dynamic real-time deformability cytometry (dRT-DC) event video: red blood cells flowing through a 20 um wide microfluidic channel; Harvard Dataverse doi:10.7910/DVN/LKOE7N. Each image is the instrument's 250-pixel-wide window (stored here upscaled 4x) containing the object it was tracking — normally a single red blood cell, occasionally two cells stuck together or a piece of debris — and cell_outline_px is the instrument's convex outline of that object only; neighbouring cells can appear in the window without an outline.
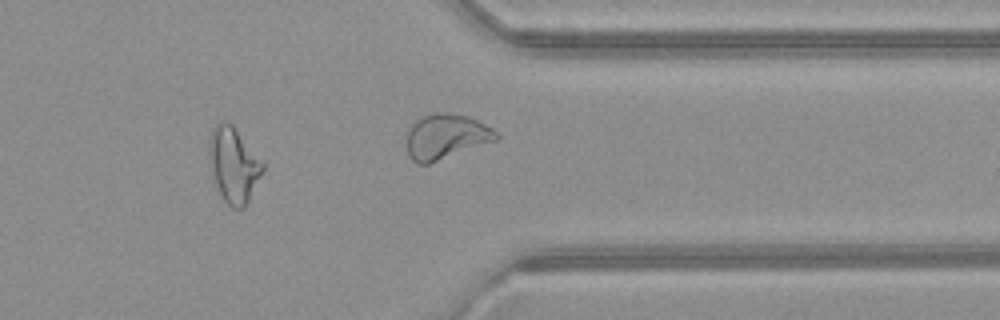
{"species": "common noctule bat (a hibernating species)", "species_latin": "Nyctalus noctula", "temperature_condition": "warm", "stored_images_in_passage": 29, "camera_frame_rate_fps": 3000, "um_per_image_px": 0.085, "animal": {"sex": "female", "body_mass_g": 21.9}, "frame": {"image": 1, "passage_image": 25, "time_ms": 8.0, "image_size_px": [1000, 320], "cell_outline_px": [[264, 168], [248, 204], [244, 208], [232, 208], [224, 200], [208, 168], [208, 140], [212, 128], [220, 120], [228, 120], [232, 124], [264, 164]], "centroid_in_image_um": [19.81, 14.0], "position_along_channel_um": 391.6, "area_um2": 23.76}}